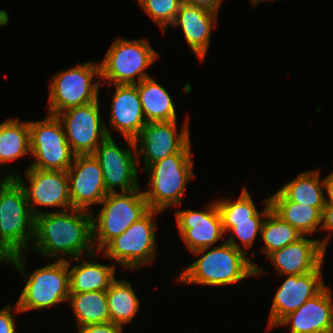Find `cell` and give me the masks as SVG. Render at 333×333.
Wrapping results in <instances>:
<instances>
[{"label": "cell", "mask_w": 333, "mask_h": 333, "mask_svg": "<svg viewBox=\"0 0 333 333\" xmlns=\"http://www.w3.org/2000/svg\"><path fill=\"white\" fill-rule=\"evenodd\" d=\"M31 250L55 260L89 256L96 252L92 242L91 211L69 209L49 211L35 216Z\"/></svg>", "instance_id": "cell-1"}, {"label": "cell", "mask_w": 333, "mask_h": 333, "mask_svg": "<svg viewBox=\"0 0 333 333\" xmlns=\"http://www.w3.org/2000/svg\"><path fill=\"white\" fill-rule=\"evenodd\" d=\"M192 253L201 256L182 270L177 278L179 283L227 286L237 284L250 276L267 274L258 264L251 261L247 256L248 251L242 252L226 241L222 245Z\"/></svg>", "instance_id": "cell-2"}, {"label": "cell", "mask_w": 333, "mask_h": 333, "mask_svg": "<svg viewBox=\"0 0 333 333\" xmlns=\"http://www.w3.org/2000/svg\"><path fill=\"white\" fill-rule=\"evenodd\" d=\"M26 253L13 255L2 263L12 264L27 279L16 304L24 313L28 310H43L60 303H66L70 295L68 260H55L37 268L31 274L25 273Z\"/></svg>", "instance_id": "cell-3"}, {"label": "cell", "mask_w": 333, "mask_h": 333, "mask_svg": "<svg viewBox=\"0 0 333 333\" xmlns=\"http://www.w3.org/2000/svg\"><path fill=\"white\" fill-rule=\"evenodd\" d=\"M0 180V260L27 253L34 240L35 216L22 185L15 178Z\"/></svg>", "instance_id": "cell-4"}, {"label": "cell", "mask_w": 333, "mask_h": 333, "mask_svg": "<svg viewBox=\"0 0 333 333\" xmlns=\"http://www.w3.org/2000/svg\"><path fill=\"white\" fill-rule=\"evenodd\" d=\"M192 156L190 141L179 153L145 169L150 189L143 192L149 209L163 212L171 205L181 206L187 184L195 177Z\"/></svg>", "instance_id": "cell-5"}, {"label": "cell", "mask_w": 333, "mask_h": 333, "mask_svg": "<svg viewBox=\"0 0 333 333\" xmlns=\"http://www.w3.org/2000/svg\"><path fill=\"white\" fill-rule=\"evenodd\" d=\"M99 205L103 206L101 210L96 214L91 211V215L92 242L95 251L100 253L111 240L150 210L144 192L139 188L130 192L108 193Z\"/></svg>", "instance_id": "cell-6"}, {"label": "cell", "mask_w": 333, "mask_h": 333, "mask_svg": "<svg viewBox=\"0 0 333 333\" xmlns=\"http://www.w3.org/2000/svg\"><path fill=\"white\" fill-rule=\"evenodd\" d=\"M159 57L148 39L128 40L117 38L109 47L100 65V80L108 86L137 84L150 77L146 69ZM137 77V80H136ZM107 80V81H106Z\"/></svg>", "instance_id": "cell-7"}, {"label": "cell", "mask_w": 333, "mask_h": 333, "mask_svg": "<svg viewBox=\"0 0 333 333\" xmlns=\"http://www.w3.org/2000/svg\"><path fill=\"white\" fill-rule=\"evenodd\" d=\"M101 77L98 62L77 64L65 71L53 75L49 84V114L58 113L80 105L88 104L99 99Z\"/></svg>", "instance_id": "cell-8"}, {"label": "cell", "mask_w": 333, "mask_h": 333, "mask_svg": "<svg viewBox=\"0 0 333 333\" xmlns=\"http://www.w3.org/2000/svg\"><path fill=\"white\" fill-rule=\"evenodd\" d=\"M162 212L150 209L121 235L111 240L101 251L105 258L113 260L125 269L135 270L151 264L156 257V221Z\"/></svg>", "instance_id": "cell-9"}, {"label": "cell", "mask_w": 333, "mask_h": 333, "mask_svg": "<svg viewBox=\"0 0 333 333\" xmlns=\"http://www.w3.org/2000/svg\"><path fill=\"white\" fill-rule=\"evenodd\" d=\"M30 129L31 168L67 171L75 154L67 141L65 131L57 115L49 114L43 120H28Z\"/></svg>", "instance_id": "cell-10"}, {"label": "cell", "mask_w": 333, "mask_h": 333, "mask_svg": "<svg viewBox=\"0 0 333 333\" xmlns=\"http://www.w3.org/2000/svg\"><path fill=\"white\" fill-rule=\"evenodd\" d=\"M99 101L97 99L88 104L71 107L57 114L75 155L93 154L107 137H112L102 120Z\"/></svg>", "instance_id": "cell-11"}, {"label": "cell", "mask_w": 333, "mask_h": 333, "mask_svg": "<svg viewBox=\"0 0 333 333\" xmlns=\"http://www.w3.org/2000/svg\"><path fill=\"white\" fill-rule=\"evenodd\" d=\"M7 172L3 175L4 177L15 178L22 185L29 208L34 216L43 213L36 209L37 205L58 207L60 208L58 212L72 209L67 171L42 170L28 167L25 174L29 185L26 184V181L17 170L14 172L13 169H9Z\"/></svg>", "instance_id": "cell-12"}, {"label": "cell", "mask_w": 333, "mask_h": 333, "mask_svg": "<svg viewBox=\"0 0 333 333\" xmlns=\"http://www.w3.org/2000/svg\"><path fill=\"white\" fill-rule=\"evenodd\" d=\"M127 148L116 145L107 137L95 150L93 156L99 161L107 193L130 192L139 187L136 145L133 139L125 138ZM134 152V153H133Z\"/></svg>", "instance_id": "cell-13"}, {"label": "cell", "mask_w": 333, "mask_h": 333, "mask_svg": "<svg viewBox=\"0 0 333 333\" xmlns=\"http://www.w3.org/2000/svg\"><path fill=\"white\" fill-rule=\"evenodd\" d=\"M188 119L186 117L179 132L177 120L146 123L134 139L138 166L139 155H143L144 169H146L152 163L179 153L190 142Z\"/></svg>", "instance_id": "cell-14"}, {"label": "cell", "mask_w": 333, "mask_h": 333, "mask_svg": "<svg viewBox=\"0 0 333 333\" xmlns=\"http://www.w3.org/2000/svg\"><path fill=\"white\" fill-rule=\"evenodd\" d=\"M67 175L72 208L90 211L108 194L100 163L93 154L75 155Z\"/></svg>", "instance_id": "cell-15"}, {"label": "cell", "mask_w": 333, "mask_h": 333, "mask_svg": "<svg viewBox=\"0 0 333 333\" xmlns=\"http://www.w3.org/2000/svg\"><path fill=\"white\" fill-rule=\"evenodd\" d=\"M323 264L303 275H286L287 278L277 289L272 302L268 330L276 327L284 317L296 311L326 286L321 271Z\"/></svg>", "instance_id": "cell-16"}, {"label": "cell", "mask_w": 333, "mask_h": 333, "mask_svg": "<svg viewBox=\"0 0 333 333\" xmlns=\"http://www.w3.org/2000/svg\"><path fill=\"white\" fill-rule=\"evenodd\" d=\"M213 202L204 211L178 209L175 212L181 238L191 253L224 240L221 213L216 200Z\"/></svg>", "instance_id": "cell-17"}, {"label": "cell", "mask_w": 333, "mask_h": 333, "mask_svg": "<svg viewBox=\"0 0 333 333\" xmlns=\"http://www.w3.org/2000/svg\"><path fill=\"white\" fill-rule=\"evenodd\" d=\"M328 234L324 239H309L302 236L268 256L278 275H303L316 270L325 260L329 242Z\"/></svg>", "instance_id": "cell-18"}, {"label": "cell", "mask_w": 333, "mask_h": 333, "mask_svg": "<svg viewBox=\"0 0 333 333\" xmlns=\"http://www.w3.org/2000/svg\"><path fill=\"white\" fill-rule=\"evenodd\" d=\"M327 285L277 325H290V333H333V303Z\"/></svg>", "instance_id": "cell-19"}, {"label": "cell", "mask_w": 333, "mask_h": 333, "mask_svg": "<svg viewBox=\"0 0 333 333\" xmlns=\"http://www.w3.org/2000/svg\"><path fill=\"white\" fill-rule=\"evenodd\" d=\"M111 100L110 128L124 138L135 139L146 125L138 89L133 84H116Z\"/></svg>", "instance_id": "cell-20"}, {"label": "cell", "mask_w": 333, "mask_h": 333, "mask_svg": "<svg viewBox=\"0 0 333 333\" xmlns=\"http://www.w3.org/2000/svg\"><path fill=\"white\" fill-rule=\"evenodd\" d=\"M218 13L201 6L182 3L171 26H181L185 40L202 62L207 55ZM215 24V25H214Z\"/></svg>", "instance_id": "cell-21"}, {"label": "cell", "mask_w": 333, "mask_h": 333, "mask_svg": "<svg viewBox=\"0 0 333 333\" xmlns=\"http://www.w3.org/2000/svg\"><path fill=\"white\" fill-rule=\"evenodd\" d=\"M99 252H94L90 256L92 261H84V257L71 259L77 264L70 268L71 261H68V269L70 275V294L91 292V291H107L110 284L116 279V265H103L96 262L95 256ZM94 259V260H93Z\"/></svg>", "instance_id": "cell-22"}, {"label": "cell", "mask_w": 333, "mask_h": 333, "mask_svg": "<svg viewBox=\"0 0 333 333\" xmlns=\"http://www.w3.org/2000/svg\"><path fill=\"white\" fill-rule=\"evenodd\" d=\"M271 210L302 236L314 235L322 225V212L303 203L287 200L279 191L269 197Z\"/></svg>", "instance_id": "cell-23"}, {"label": "cell", "mask_w": 333, "mask_h": 333, "mask_svg": "<svg viewBox=\"0 0 333 333\" xmlns=\"http://www.w3.org/2000/svg\"><path fill=\"white\" fill-rule=\"evenodd\" d=\"M148 122L177 120L176 105L169 92L152 77L135 84Z\"/></svg>", "instance_id": "cell-24"}, {"label": "cell", "mask_w": 333, "mask_h": 333, "mask_svg": "<svg viewBox=\"0 0 333 333\" xmlns=\"http://www.w3.org/2000/svg\"><path fill=\"white\" fill-rule=\"evenodd\" d=\"M320 171L315 169L301 172L295 179L285 183L278 191L287 200L317 207L322 212L326 202Z\"/></svg>", "instance_id": "cell-25"}, {"label": "cell", "mask_w": 333, "mask_h": 333, "mask_svg": "<svg viewBox=\"0 0 333 333\" xmlns=\"http://www.w3.org/2000/svg\"><path fill=\"white\" fill-rule=\"evenodd\" d=\"M31 155L30 129L28 121L8 118L0 123V167L24 155ZM5 165V166H4Z\"/></svg>", "instance_id": "cell-26"}, {"label": "cell", "mask_w": 333, "mask_h": 333, "mask_svg": "<svg viewBox=\"0 0 333 333\" xmlns=\"http://www.w3.org/2000/svg\"><path fill=\"white\" fill-rule=\"evenodd\" d=\"M251 192L247 188H243L238 199H216L219 207L224 234L228 233L233 227L234 222L243 221H264L266 215L271 210L269 198L263 200L265 208L258 211L251 197Z\"/></svg>", "instance_id": "cell-27"}, {"label": "cell", "mask_w": 333, "mask_h": 333, "mask_svg": "<svg viewBox=\"0 0 333 333\" xmlns=\"http://www.w3.org/2000/svg\"><path fill=\"white\" fill-rule=\"evenodd\" d=\"M68 303L73 309L78 328L111 322L105 291L70 294Z\"/></svg>", "instance_id": "cell-28"}, {"label": "cell", "mask_w": 333, "mask_h": 333, "mask_svg": "<svg viewBox=\"0 0 333 333\" xmlns=\"http://www.w3.org/2000/svg\"><path fill=\"white\" fill-rule=\"evenodd\" d=\"M106 297L111 322L122 327L132 322L141 307L132 284L125 279H115L106 291Z\"/></svg>", "instance_id": "cell-29"}, {"label": "cell", "mask_w": 333, "mask_h": 333, "mask_svg": "<svg viewBox=\"0 0 333 333\" xmlns=\"http://www.w3.org/2000/svg\"><path fill=\"white\" fill-rule=\"evenodd\" d=\"M260 237L264 244L261 252L268 257L274 251L296 242L302 235L270 210L263 221Z\"/></svg>", "instance_id": "cell-30"}, {"label": "cell", "mask_w": 333, "mask_h": 333, "mask_svg": "<svg viewBox=\"0 0 333 333\" xmlns=\"http://www.w3.org/2000/svg\"><path fill=\"white\" fill-rule=\"evenodd\" d=\"M163 33L175 21L181 0H142L138 3Z\"/></svg>", "instance_id": "cell-31"}, {"label": "cell", "mask_w": 333, "mask_h": 333, "mask_svg": "<svg viewBox=\"0 0 333 333\" xmlns=\"http://www.w3.org/2000/svg\"><path fill=\"white\" fill-rule=\"evenodd\" d=\"M262 224L263 221L234 222V227L229 231L231 232L230 237L224 241L233 245L236 249L245 252L243 248L246 250L251 248L255 239H257L256 236L261 235ZM236 238L239 239L238 241H240L241 246L237 244Z\"/></svg>", "instance_id": "cell-32"}, {"label": "cell", "mask_w": 333, "mask_h": 333, "mask_svg": "<svg viewBox=\"0 0 333 333\" xmlns=\"http://www.w3.org/2000/svg\"><path fill=\"white\" fill-rule=\"evenodd\" d=\"M14 306V307H13ZM13 306L7 304L0 310V333H16V325L15 322V314H12V310L15 313H22L17 304L15 303ZM14 308V309H13Z\"/></svg>", "instance_id": "cell-33"}, {"label": "cell", "mask_w": 333, "mask_h": 333, "mask_svg": "<svg viewBox=\"0 0 333 333\" xmlns=\"http://www.w3.org/2000/svg\"><path fill=\"white\" fill-rule=\"evenodd\" d=\"M77 333H122L123 327L112 322L82 326Z\"/></svg>", "instance_id": "cell-34"}, {"label": "cell", "mask_w": 333, "mask_h": 333, "mask_svg": "<svg viewBox=\"0 0 333 333\" xmlns=\"http://www.w3.org/2000/svg\"><path fill=\"white\" fill-rule=\"evenodd\" d=\"M322 231H333V203H326L322 211Z\"/></svg>", "instance_id": "cell-35"}, {"label": "cell", "mask_w": 333, "mask_h": 333, "mask_svg": "<svg viewBox=\"0 0 333 333\" xmlns=\"http://www.w3.org/2000/svg\"><path fill=\"white\" fill-rule=\"evenodd\" d=\"M181 3L201 6L218 13L222 0H181Z\"/></svg>", "instance_id": "cell-36"}, {"label": "cell", "mask_w": 333, "mask_h": 333, "mask_svg": "<svg viewBox=\"0 0 333 333\" xmlns=\"http://www.w3.org/2000/svg\"><path fill=\"white\" fill-rule=\"evenodd\" d=\"M324 190L327 195H325L326 203H333V170L332 172L323 178Z\"/></svg>", "instance_id": "cell-37"}, {"label": "cell", "mask_w": 333, "mask_h": 333, "mask_svg": "<svg viewBox=\"0 0 333 333\" xmlns=\"http://www.w3.org/2000/svg\"><path fill=\"white\" fill-rule=\"evenodd\" d=\"M264 1H268V0H250V3L253 4L254 6H257L260 2H264Z\"/></svg>", "instance_id": "cell-38"}]
</instances>
